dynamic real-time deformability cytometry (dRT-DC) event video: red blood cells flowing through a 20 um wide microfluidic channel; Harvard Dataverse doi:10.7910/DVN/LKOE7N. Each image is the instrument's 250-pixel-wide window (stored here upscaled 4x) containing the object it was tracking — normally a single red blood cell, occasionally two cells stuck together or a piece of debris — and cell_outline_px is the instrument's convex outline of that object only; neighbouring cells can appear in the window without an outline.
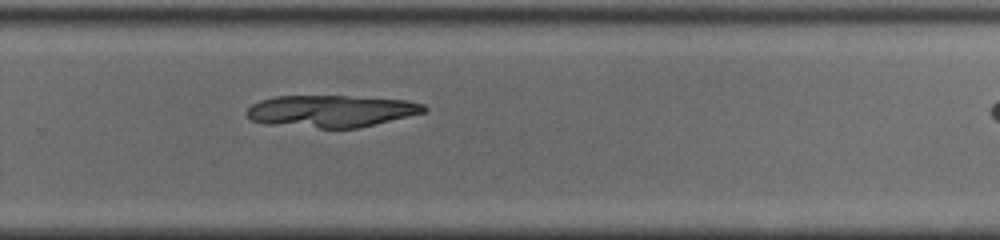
{"species": "common noctule bat (a hibernating species)", "species_latin": "Nyctalus noctula", "temperature_condition": "cold", "stored_images_in_passage": 24, "camera_frame_rate_fps": 3000, "um_per_image_px": 0.085, "animal": {"sex": "male", "body_mass_g": 19.0, "forearm_length_mm": 50.8}, "frame": {"image": 1, "passage_image": 20, "time_ms": 6.333, "image_size_px": [1000, 240], "cell_outline_px": [[428, 108], [424, 112], [360, 128], [320, 128], [264, 124], [252, 120], [244, 112], [252, 104], [260, 100], [276, 96], [348, 96], [408, 100], [424, 104]], "centroid_in_image_um": [28.13, 9.45], "position_along_channel_um": 301.7, "area_um2": 33.18}}